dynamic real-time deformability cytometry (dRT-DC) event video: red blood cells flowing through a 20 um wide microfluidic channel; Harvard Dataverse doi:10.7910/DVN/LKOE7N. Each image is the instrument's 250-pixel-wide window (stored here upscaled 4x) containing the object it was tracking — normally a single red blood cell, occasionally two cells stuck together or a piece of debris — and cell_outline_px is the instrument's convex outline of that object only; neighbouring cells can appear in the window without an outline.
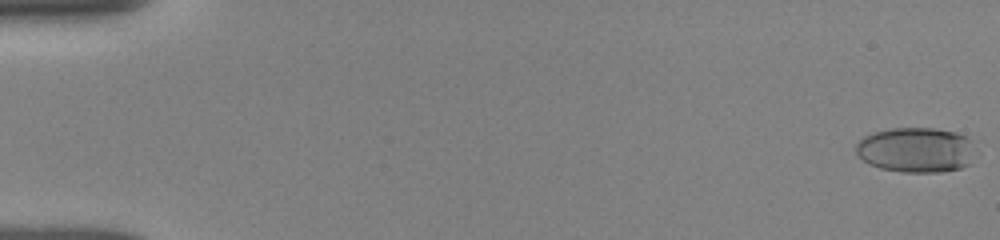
{"species": "human", "species_latin": "Homo sapiens", "temperature_condition": "room temperature", "stored_images_in_passage": 25, "camera_frame_rate_fps": 3000, "um_per_image_px": 0.085, "donor": {"sex": "female"}, "frame": {"image": 1, "passage_image": 1, "time_ms": 0.0, "image_size_px": [1000, 240], "cell_outline_px": [[972, 164], [960, 168], [940, 172], [900, 172], [880, 168], [868, 164], [856, 152], [856, 144], [864, 136], [876, 132], [892, 128], [932, 128], [956, 132], [972, 140]], "centroid_in_image_um": [77.86, 12.75], "position_along_channel_um": 7.1, "area_um2": 31.33}}
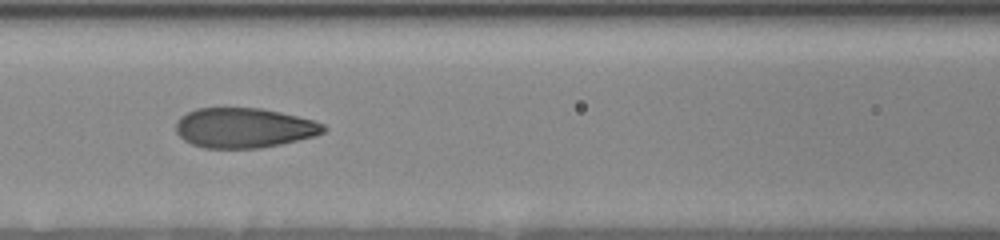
{"frame": {"image": 2, "passage_image": 14, "time_ms": 7.667, "image_size_px": [1000, 240], "cell_outline_px": [[328, 128], [324, 132], [316, 136], [280, 144], [260, 148], [204, 148], [192, 144], [184, 140], [176, 132], [176, 120], [180, 116], [196, 108], [260, 108], [280, 112], [312, 120], [324, 124]], "centroid_in_image_um": [20.73, 10.87], "position_along_channel_um": 145.9, "area_um2": 34.39}}
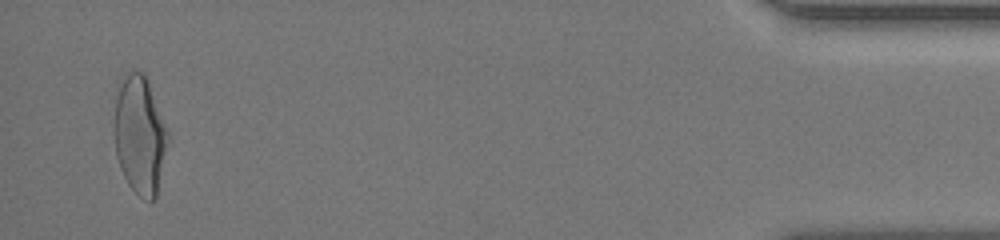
{"frame": {"image": 3, "passage_image": 25, "time_ms": 16.667, "image_size_px": [1000, 240], "cell_outline_px": [[168, 140], [156, 196], [152, 200], [148, 200], [140, 196], [128, 184], [120, 168], [116, 152], [112, 120], [116, 100], [124, 72], [140, 72], [144, 76], [148, 84], [168, 132]], "centroid_in_image_um": [11.84, 11.5], "position_along_channel_um": 423.4, "area_um2": 36.18}, "authors_computed_cell_mechanics": {"area_um2": 34.391, "velocity_mm_per_s": 3.91, "shape_relaxation_time_tau1_ms": 4.0571, "shape_relaxation_time_tau2_ms": null, "deformation_change_tau1": 0.1734, "deformation_change_tau2": null}}